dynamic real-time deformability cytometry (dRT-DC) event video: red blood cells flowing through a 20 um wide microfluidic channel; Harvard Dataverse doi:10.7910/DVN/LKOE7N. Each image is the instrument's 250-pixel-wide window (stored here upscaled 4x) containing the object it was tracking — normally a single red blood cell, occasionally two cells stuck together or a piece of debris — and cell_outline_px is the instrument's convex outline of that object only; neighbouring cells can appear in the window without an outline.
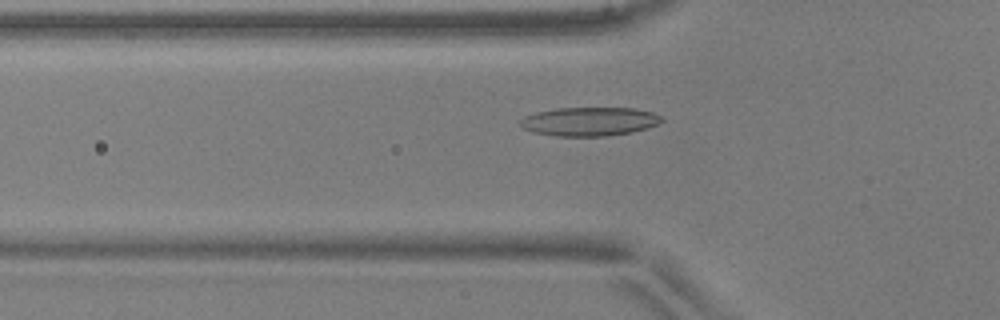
{"species": "common noctule bat (a hibernating species)", "species_latin": "Nyctalus noctula", "temperature_condition": "warm", "stored_images_in_passage": 32, "camera_frame_rate_fps": 3000, "um_per_image_px": 0.085, "animal": {"sex": "male", "body_mass_g": 17.9, "forearm_length_mm": 54.2}, "frame": {"image": 1, "passage_image": 10, "time_ms": 3.0, "image_size_px": [1000, 320], "cell_outline_px": [[664, 120], [648, 128], [628, 132], [604, 136], [556, 136], [536, 132], [524, 128], [520, 124], [520, 120], [524, 116], [536, 112], [556, 108], [636, 108], [652, 112], [664, 116]], "centroid_in_image_um": [50.13, 10.31], "position_along_channel_um": 75.7, "area_um2": 23.58}}
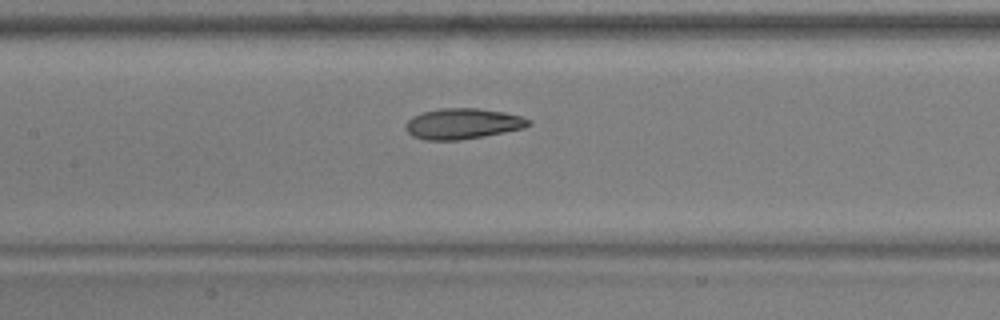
{"frame": {"image": 2, "passage_image": 17, "time_ms": 5.333, "image_size_px": [1000, 320], "cell_outline_px": [[532, 124], [524, 128], [484, 136], [460, 140], [424, 140], [412, 136], [404, 128], [404, 124], [412, 116], [424, 112], [440, 108], [480, 108], [504, 112], [520, 116], [532, 120]], "centroid_in_image_um": [39.32, 10.51], "position_along_channel_um": 168.1, "area_um2": 22.14}}
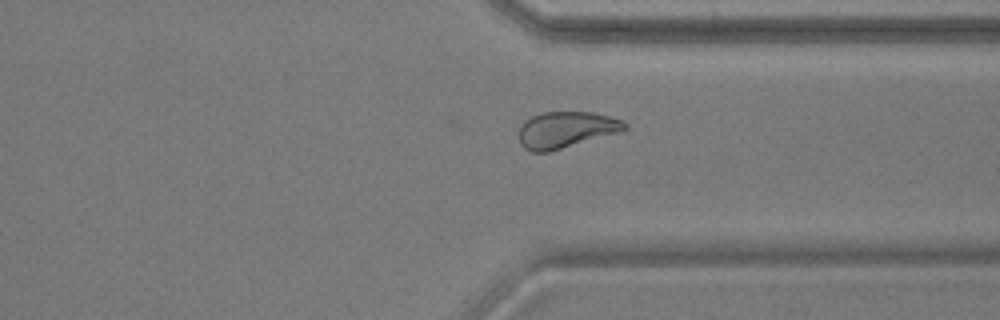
{"frame": {"image": 3, "passage_image": 32, "time_ms": 10.333, "image_size_px": [1000, 320], "cell_outline_px": [[628, 128], [624, 132], [548, 152], [532, 152], [524, 148], [520, 144], [520, 124], [524, 120], [532, 116], [544, 112], [592, 112], [612, 116], [624, 120], [628, 124]], "centroid_in_image_um": [48.18, 11.03], "position_along_channel_um": 363.2, "area_um2": 22.89}}